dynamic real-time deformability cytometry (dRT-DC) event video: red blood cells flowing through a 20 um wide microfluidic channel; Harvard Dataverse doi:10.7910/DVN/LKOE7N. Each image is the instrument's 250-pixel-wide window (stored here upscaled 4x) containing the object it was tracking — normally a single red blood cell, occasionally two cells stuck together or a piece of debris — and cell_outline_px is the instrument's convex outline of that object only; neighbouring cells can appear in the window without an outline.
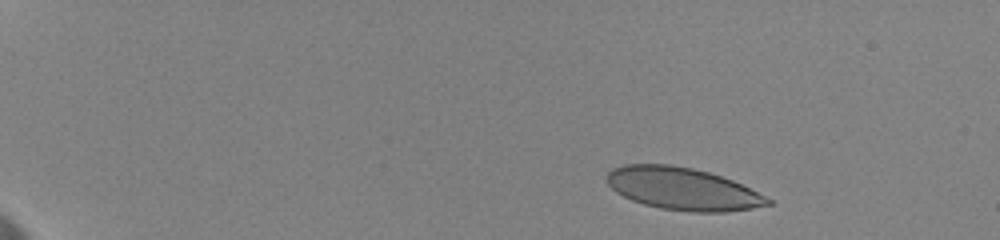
{"species": "human", "species_latin": "Homo sapiens", "temperature_condition": "cold", "stored_images_in_passage": 9, "camera_frame_rate_fps": 3000, "um_per_image_px": 0.085, "donor": {"sex": "female"}, "frame": {"image": 1, "passage_image": 2, "time_ms": 1.0, "image_size_px": [1000, 240], "cell_outline_px": [[772, 204], [752, 208], [724, 212], [692, 212], [660, 208], [644, 204], [632, 200], [616, 192], [604, 180], [608, 172], [612, 168], [624, 164], [672, 164], [692, 168], [708, 172], [732, 180], [772, 200]], "centroid_in_image_um": [57.97, 16.04], "position_along_channel_um": 27.0, "area_um2": 39.59}}
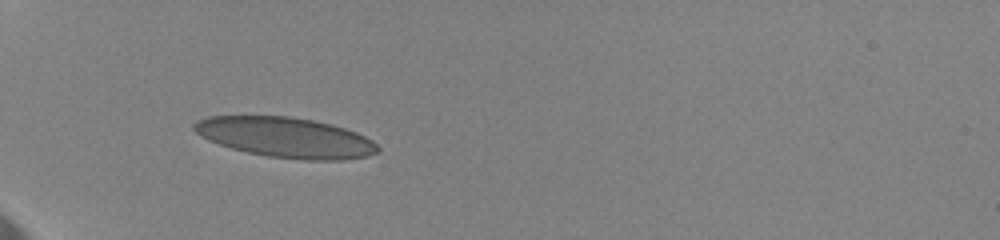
{"frame": {"image": 2, "passage_image": 6, "time_ms": 5.0, "image_size_px": [1000, 240], "cell_outline_px": [[380, 152], [368, 156], [344, 160], [304, 160], [268, 156], [248, 152], [232, 148], [208, 140], [200, 136], [192, 128], [192, 124], [196, 120], [208, 116], [288, 116], [312, 120], [332, 124], [356, 132], [372, 140], [380, 148]], "centroid_in_image_um": [24.29, 11.68], "position_along_channel_um": 60.7, "area_um2": 43.12}}
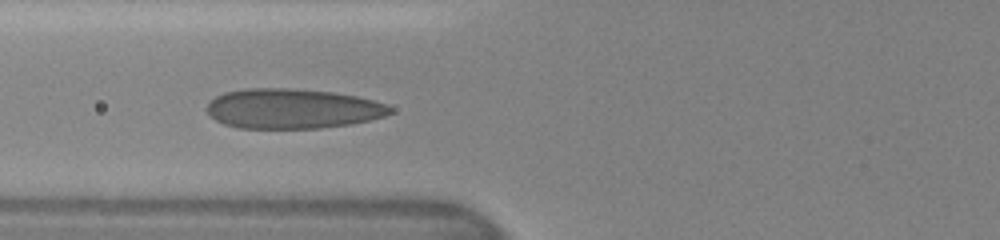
{"frame": {"image": 3, "passage_image": 8, "time_ms": 6.667, "image_size_px": [1000, 240], "cell_outline_px": [[392, 112], [384, 116], [352, 124], [320, 128], [240, 128], [224, 124], [216, 120], [208, 112], [208, 104], [216, 96], [224, 92], [244, 88], [288, 88], [332, 92], [356, 96], [372, 100], [384, 104], [392, 108]], "centroid_in_image_um": [24.85, 9.23], "position_along_channel_um": 101.0, "area_um2": 42.37}}